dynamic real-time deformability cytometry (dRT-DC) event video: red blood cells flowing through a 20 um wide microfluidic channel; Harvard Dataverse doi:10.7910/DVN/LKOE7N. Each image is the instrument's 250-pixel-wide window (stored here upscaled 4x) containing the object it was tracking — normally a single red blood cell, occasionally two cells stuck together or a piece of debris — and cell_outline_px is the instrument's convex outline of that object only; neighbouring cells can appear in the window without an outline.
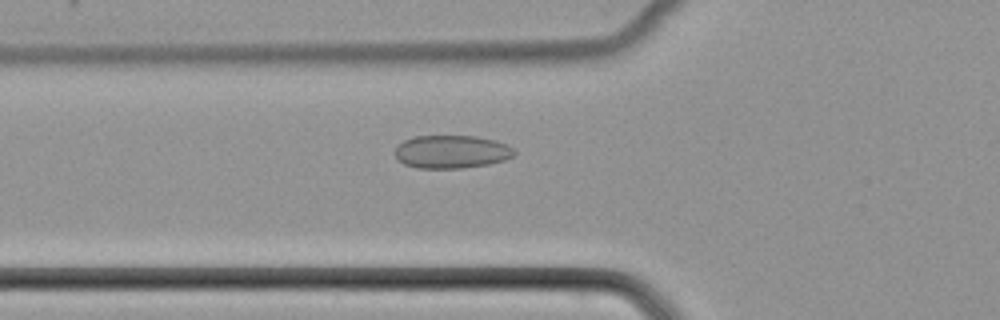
{"species": "common noctule bat (a hibernating species)", "species_latin": "Nyctalus noctula", "temperature_condition": "cold", "stored_images_in_passage": 51, "camera_frame_rate_fps": 3000, "um_per_image_px": 0.085, "animal": {"sex": "female", "body_mass_g": 22.7, "forearm_length_mm": 54.2}, "frame": {"image": 1, "passage_image": 19, "time_ms": 6.0, "image_size_px": [1000, 320], "cell_outline_px": [[516, 152], [512, 156], [504, 160], [488, 164], [464, 168], [416, 168], [404, 164], [396, 160], [396, 148], [404, 140], [412, 136], [476, 136], [496, 140], [508, 144]], "centroid_in_image_um": [38.38, 12.9], "position_along_channel_um": 87.4, "area_um2": 23.12}}
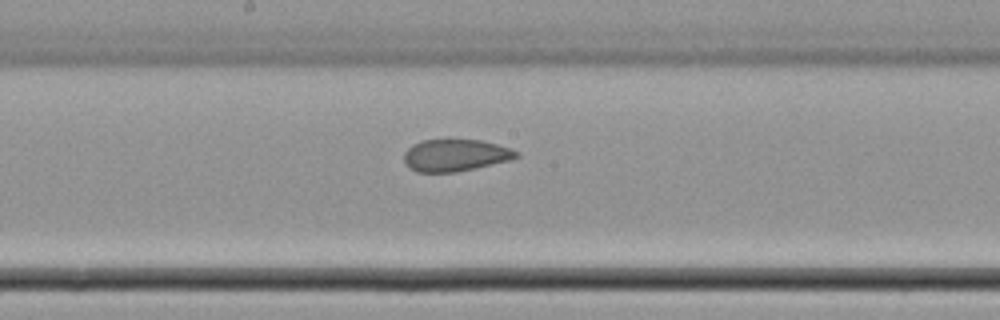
{"frame": {"image": 2, "passage_image": 28, "time_ms": 9.0, "image_size_px": [1000, 320], "cell_outline_px": [[520, 156], [512, 160], [476, 168], [456, 172], [416, 172], [408, 168], [404, 164], [404, 152], [412, 144], [424, 140], [480, 140], [512, 148], [520, 152]], "centroid_in_image_um": [38.72, 13.21], "position_along_channel_um": 209.5, "area_um2": 21.21}}
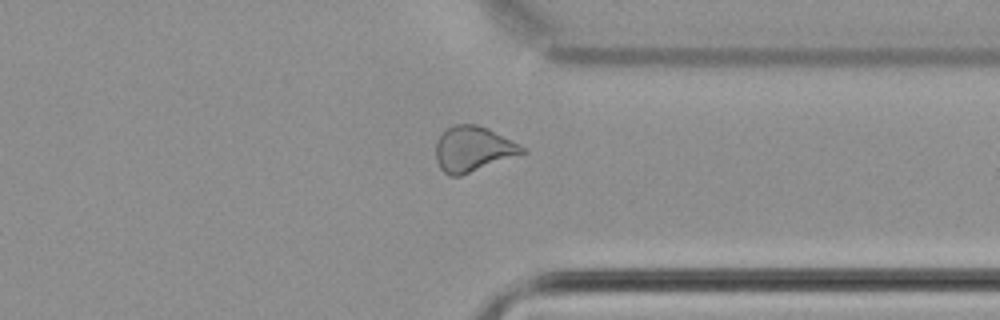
{"frame": {"image": 3, "passage_image": 40, "time_ms": 13.0, "image_size_px": [1000, 320], "cell_outline_px": [[528, 152], [460, 176], [448, 176], [440, 168], [436, 160], [436, 140], [452, 124], [476, 124], [488, 128], [524, 148]], "centroid_in_image_um": [40.17, 12.67], "position_along_channel_um": 371.2, "area_um2": 22.6}}